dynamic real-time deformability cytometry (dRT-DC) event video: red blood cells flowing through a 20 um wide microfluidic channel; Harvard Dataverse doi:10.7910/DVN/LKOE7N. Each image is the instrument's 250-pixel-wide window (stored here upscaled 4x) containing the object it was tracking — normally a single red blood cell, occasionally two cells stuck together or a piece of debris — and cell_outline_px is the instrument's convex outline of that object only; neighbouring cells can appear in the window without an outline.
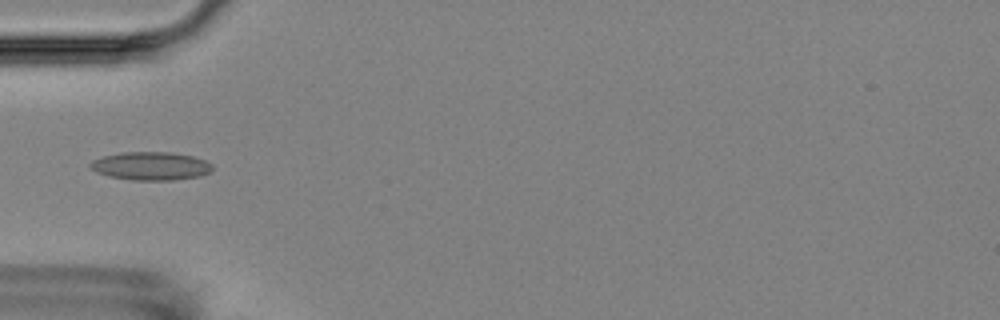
{"species": "Egyptian fruit bat (a non-hibernating species)", "species_latin": "Rousettus aegyptiacus", "temperature_condition": "room temperature", "stored_images_in_passage": 8, "camera_frame_rate_fps": 3000, "um_per_image_px": 0.085, "animal": {"sex": "female"}, "frame": {"image": 1, "passage_image": 6, "time_ms": 5.667, "image_size_px": [1000, 320], "cell_outline_px": [[212, 172], [200, 176], [172, 180], [132, 180], [108, 176], [96, 172], [88, 164], [92, 160], [104, 156], [124, 152], [172, 152], [192, 156], [204, 160], [212, 164]], "centroid_in_image_um": [12.83, 14.11], "position_along_channel_um": 72.2, "area_um2": 20.11}}